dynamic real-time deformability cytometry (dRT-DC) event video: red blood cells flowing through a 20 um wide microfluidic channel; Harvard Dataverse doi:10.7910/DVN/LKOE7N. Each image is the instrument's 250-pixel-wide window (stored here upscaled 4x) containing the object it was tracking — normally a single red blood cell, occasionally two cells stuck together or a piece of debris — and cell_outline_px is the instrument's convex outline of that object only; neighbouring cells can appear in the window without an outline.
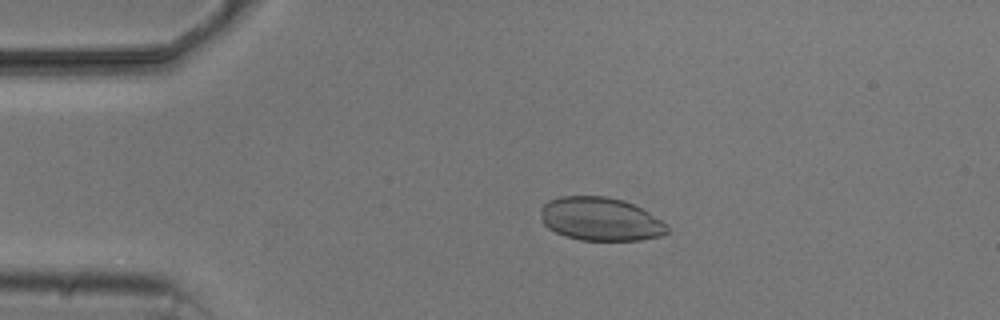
{"species": "common noctule bat (a hibernating species)", "species_latin": "Nyctalus noctula", "temperature_condition": "cold", "stored_images_in_passage": 4, "camera_frame_rate_fps": 3000, "um_per_image_px": 0.085, "animal": {"sex": "male", "body_mass_g": 20.5, "forearm_length_mm": 52.5}, "frame": {"image": 1, "passage_image": 3, "time_ms": 2.333, "image_size_px": [1000, 320], "cell_outline_px": [[668, 232], [660, 236], [640, 240], [580, 240], [564, 236], [548, 228], [540, 220], [540, 208], [548, 200], [560, 196], [604, 196], [624, 200], [648, 212], [668, 224]], "centroid_in_image_um": [51.0, 18.62], "position_along_channel_um": 34.0, "area_um2": 32.14}}